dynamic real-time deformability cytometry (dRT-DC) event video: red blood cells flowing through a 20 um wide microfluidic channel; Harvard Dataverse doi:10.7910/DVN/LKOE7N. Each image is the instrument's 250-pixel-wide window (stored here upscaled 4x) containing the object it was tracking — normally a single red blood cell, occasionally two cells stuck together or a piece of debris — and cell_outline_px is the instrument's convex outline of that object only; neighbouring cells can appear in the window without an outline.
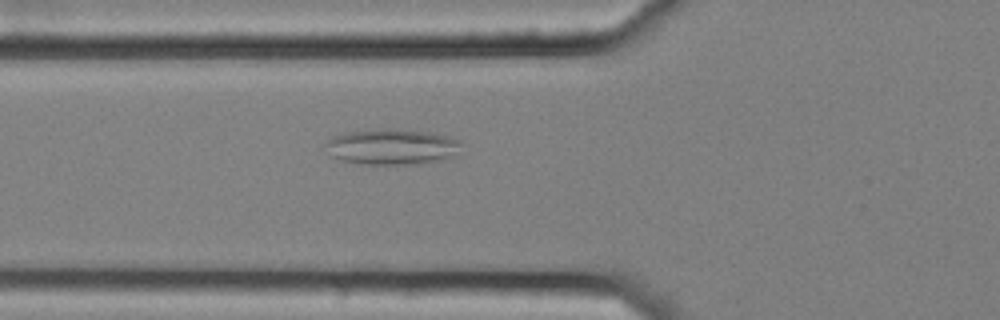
{"species": "common noctule bat (a hibernating species)", "species_latin": "Nyctalus noctula", "temperature_condition": "cold", "stored_images_in_passage": 42, "segment_of_instrument_passage": [1, 2], "camera_frame_rate_fps": 3000, "um_per_image_px": 0.085, "animal": {"sex": "female", "body_mass_g": 25.1}, "frame": {"image": 1, "passage_image": 6, "time_ms": 1.667, "image_size_px": [1000, 320], "cell_outline_px": [[460, 144], [456, 156], [444, 160], [416, 164], [360, 164], [344, 160], [332, 156], [324, 144], [332, 136], [348, 132], [388, 128], [428, 132], [448, 136], [460, 140]], "centroid_in_image_um": [33.34, 12.48], "position_along_channel_um": 92.5, "area_um2": 28.21}}
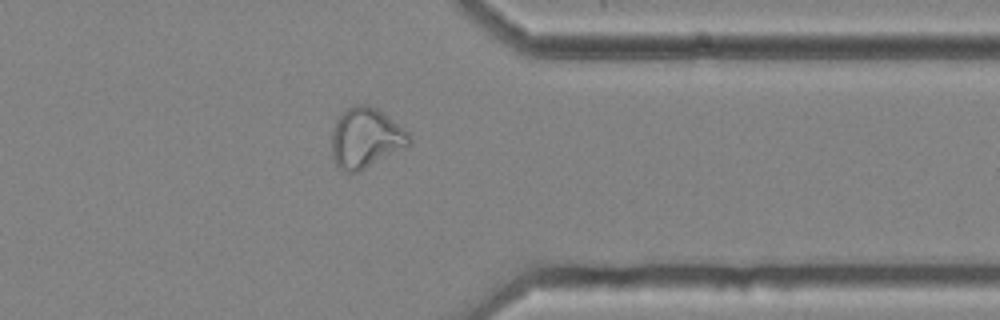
{"frame": {"image": 2, "passage_image": 30, "time_ms": 9.667, "image_size_px": [1000, 320], "cell_outline_px": [[412, 144], [360, 172], [348, 172], [340, 168], [332, 160], [332, 128], [336, 120], [348, 108], [356, 104], [368, 104], [384, 112], [408, 132], [412, 140]], "centroid_in_image_um": [31.1, 11.73], "position_along_channel_um": 380.3, "area_um2": 27.4}}
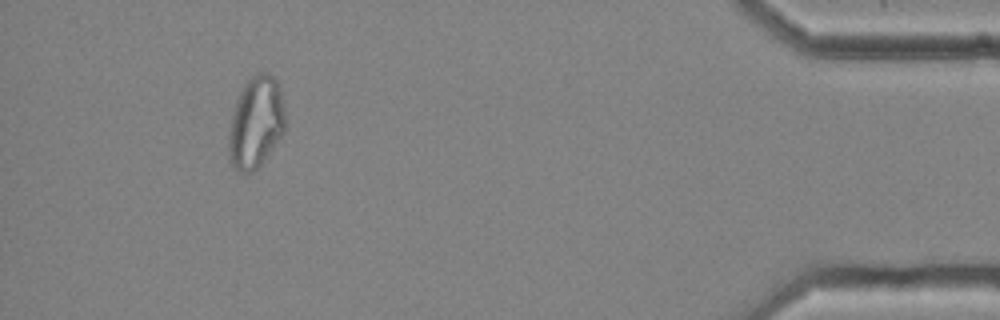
{"frame": {"image": 3, "passage_image": 37, "time_ms": 12.0, "image_size_px": [1000, 320], "cell_outline_px": [[284, 132], [260, 164], [252, 172], [240, 172], [228, 160], [228, 136], [232, 112], [236, 100], [244, 84], [256, 72], [268, 72], [276, 80], [280, 88], [284, 104]], "centroid_in_image_um": [21.73, 10.38], "position_along_channel_um": 413.5, "area_um2": 30.11}}